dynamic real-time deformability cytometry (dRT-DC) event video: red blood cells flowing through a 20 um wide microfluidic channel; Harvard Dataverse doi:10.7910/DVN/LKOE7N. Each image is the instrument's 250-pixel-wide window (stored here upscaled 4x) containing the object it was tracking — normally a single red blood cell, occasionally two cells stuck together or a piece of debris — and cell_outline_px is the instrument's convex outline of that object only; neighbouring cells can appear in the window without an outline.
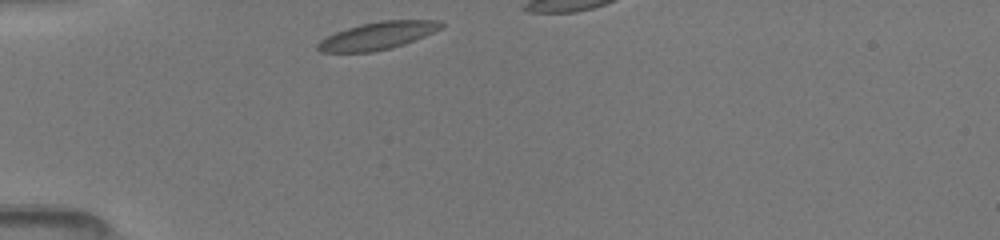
{"species": "common noctule bat (a hibernating species)", "species_latin": "Nyctalus noctula", "temperature_condition": "room temperature", "stored_images_in_passage": 7, "segment_of_instrument_passage": [1, 2], "camera_frame_rate_fps": 3000, "um_per_image_px": 0.085, "animal": {"sex": "female", "body_mass_g": 19.5, "forearm_length_mm": 54.1}, "frame": {"image": 1, "passage_image": 1, "time_ms": 0.0, "image_size_px": [1000, 240], "cell_outline_px": [[444, 24], [440, 28], [424, 36], [388, 48], [372, 52], [320, 52], [316, 48], [316, 44], [320, 40], [336, 32], [360, 24], [380, 20], [440, 20]], "centroid_in_image_um": [32.05, 3.02], "position_along_channel_um": 53.0, "area_um2": 19.42}}
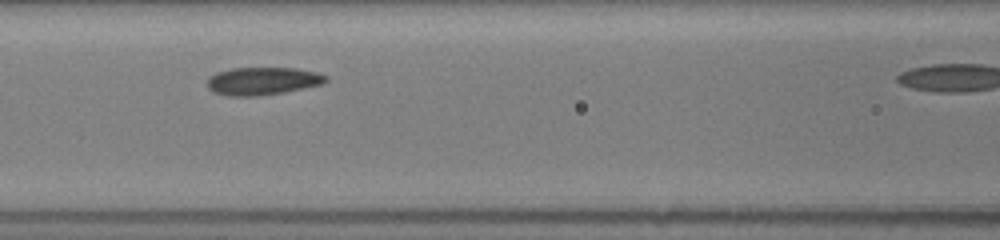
{"frame": {"image": 2, "passage_image": 5, "time_ms": 2.667, "image_size_px": [1000, 240], "cell_outline_px": [[328, 80], [324, 84], [284, 92], [260, 96], [228, 96], [212, 92], [208, 88], [208, 76], [216, 72], [232, 68], [296, 68], [316, 72], [328, 76]], "centroid_in_image_um": [22.32, 6.89], "position_along_channel_um": 144.3, "area_um2": 19.42}}